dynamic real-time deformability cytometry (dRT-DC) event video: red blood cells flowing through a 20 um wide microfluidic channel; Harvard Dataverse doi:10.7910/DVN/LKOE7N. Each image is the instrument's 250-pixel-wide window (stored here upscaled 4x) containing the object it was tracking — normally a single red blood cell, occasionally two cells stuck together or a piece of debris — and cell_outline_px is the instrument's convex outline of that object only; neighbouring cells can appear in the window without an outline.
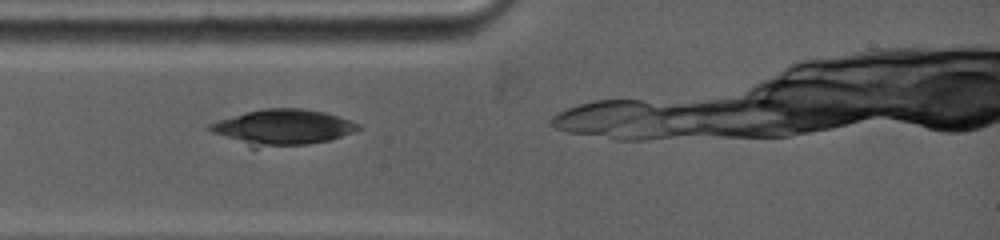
{"species": "common noctule bat (a hibernating species)", "species_latin": "Nyctalus noctula", "temperature_condition": "warm", "stored_images_in_passage": 24, "camera_frame_rate_fps": 5000, "um_per_image_px": 0.085, "animal": {"sex": "female", "body_mass_g": 19.0, "forearm_length_mm": 53.3}, "frame": {"image": 1, "passage_image": 1, "time_ms": 0.0, "image_size_px": [1000, 240], "cell_outline_px": [[360, 128], [352, 132], [328, 140], [308, 144], [256, 148], [252, 148], [212, 132], [204, 128], [208, 124], [232, 116], [264, 108], [300, 108], [324, 112], [360, 124]], "centroid_in_image_um": [23.97, 10.83], "position_along_channel_um": 61.0, "area_um2": 30.52}}
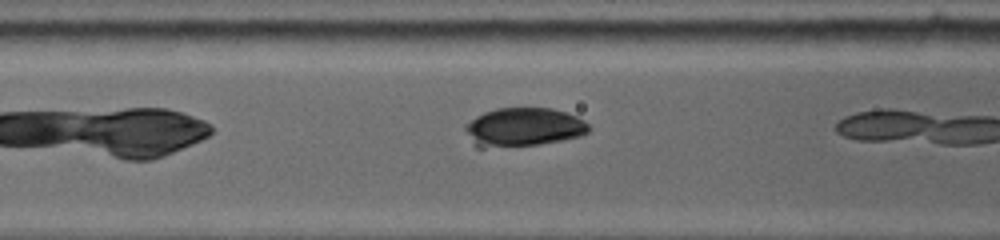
{"frame": {"image": 2, "passage_image": 8, "time_ms": 1.6, "image_size_px": [1000, 240], "cell_outline_px": [[592, 128], [588, 132], [580, 136], [564, 140], [540, 144], [484, 148], [476, 148], [472, 144], [464, 128], [464, 124], [476, 116], [484, 112], [496, 108], [552, 108], [576, 116], [584, 120]], "centroid_in_image_um": [44.48, 10.82], "position_along_channel_um": 122.1, "area_um2": 28.15}}